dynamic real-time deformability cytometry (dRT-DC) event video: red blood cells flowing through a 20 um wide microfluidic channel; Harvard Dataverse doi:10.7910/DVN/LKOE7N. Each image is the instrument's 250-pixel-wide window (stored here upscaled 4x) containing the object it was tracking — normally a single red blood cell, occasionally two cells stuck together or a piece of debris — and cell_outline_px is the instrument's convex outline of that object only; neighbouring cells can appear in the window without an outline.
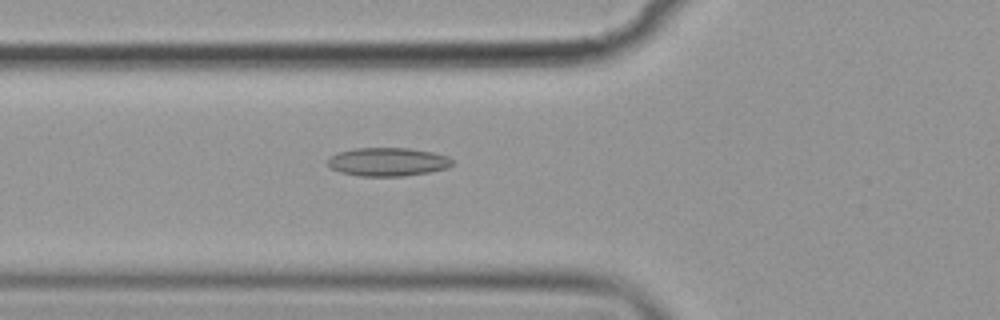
{"species": "common noctule bat (a hibernating species)", "species_latin": "Nyctalus noctula", "temperature_condition": "cold", "stored_images_in_passage": 56, "camera_frame_rate_fps": 3000, "um_per_image_px": 0.085, "animal": {"sex": "female", "body_mass_g": 19.9}, "frame": {"image": 1, "passage_image": 21, "time_ms": 6.667, "image_size_px": [1000, 320], "cell_outline_px": [[452, 164], [448, 168], [428, 172], [404, 176], [360, 176], [340, 172], [332, 168], [328, 164], [328, 160], [332, 156], [340, 152], [352, 148], [408, 148], [432, 152], [448, 156], [452, 160]], "centroid_in_image_um": [32.98, 13.76], "position_along_channel_um": 92.8, "area_um2": 20.52}}
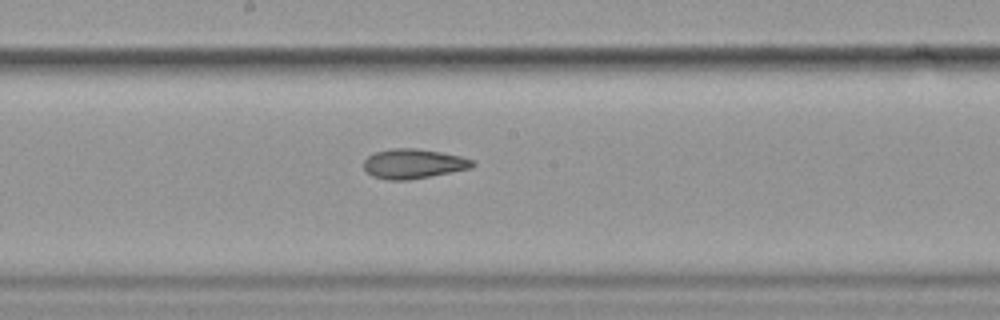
{"frame": {"image": 2, "passage_image": 31, "time_ms": 10.0, "image_size_px": [1000, 320], "cell_outline_px": [[476, 164], [472, 168], [408, 180], [388, 180], [372, 176], [364, 168], [364, 160], [368, 156], [376, 152], [392, 148], [416, 148], [440, 152], [460, 156], [472, 160]], "centroid_in_image_um": [35.13, 13.92], "position_along_channel_um": 213.1, "area_um2": 18.67}}
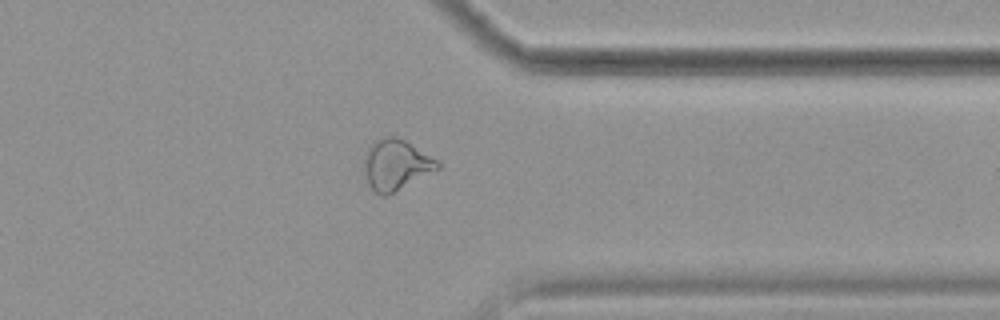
{"frame": {"image": 3, "passage_image": 45, "time_ms": 14.667, "image_size_px": [1000, 320], "cell_outline_px": [[440, 168], [388, 196], [380, 196], [368, 184], [364, 168], [364, 160], [368, 148], [376, 140], [388, 136], [396, 136], [404, 140], [436, 160], [440, 164]], "centroid_in_image_um": [33.64, 14.03], "position_along_channel_um": 377.8, "area_um2": 21.33}, "authors_computed_cell_mechanics": {"area_um2": 20.8369, "velocity_mm_per_s": 3.5948, "shape_relaxation_time_tau1_ms": 10.8174, "shape_relaxation_time_tau2_ms": 4.4728, "deformation_change_tau1": 0.169, "deformation_change_tau2": 0.122}}